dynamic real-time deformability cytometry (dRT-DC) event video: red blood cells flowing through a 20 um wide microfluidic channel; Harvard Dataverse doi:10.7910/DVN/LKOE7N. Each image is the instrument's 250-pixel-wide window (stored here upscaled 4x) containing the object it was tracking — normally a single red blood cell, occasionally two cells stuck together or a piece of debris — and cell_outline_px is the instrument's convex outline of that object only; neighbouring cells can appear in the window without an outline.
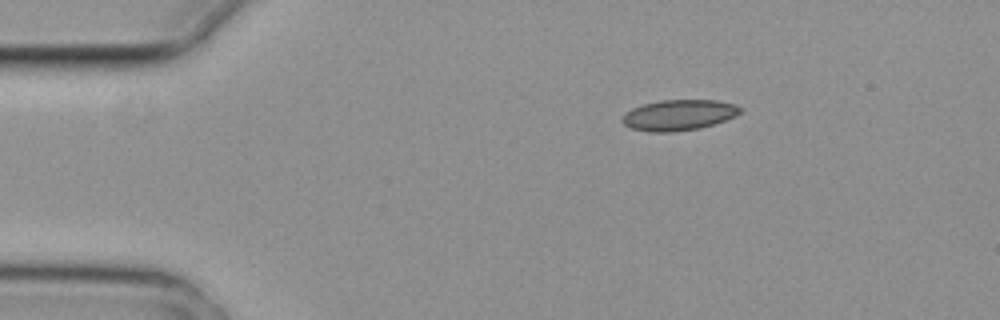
{"species": "common noctule bat (a hibernating species)", "species_latin": "Nyctalus noctula", "temperature_condition": "cold", "stored_images_in_passage": 3, "camera_frame_rate_fps": 3000, "um_per_image_px": 0.085, "animal": {"sex": "female", "body_mass_g": 29.2, "forearm_length_mm": 56.3}, "frame": {"image": 1, "passage_image": 1, "time_ms": 0.0, "image_size_px": [1000, 320], "cell_outline_px": [[740, 112], [736, 116], [700, 128], [672, 132], [648, 132], [632, 128], [624, 124], [620, 120], [620, 116], [624, 112], [632, 108], [644, 104], [660, 100], [716, 100], [736, 104], [740, 108]], "centroid_in_image_um": [57.64, 9.78], "position_along_channel_um": 27.4, "area_um2": 21.15}}
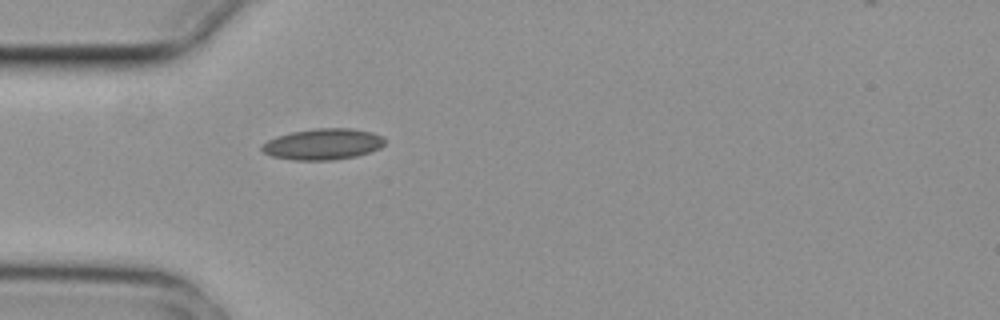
{"frame": {"image": 2, "passage_image": 3, "time_ms": 0.667, "image_size_px": [1000, 320], "cell_outline_px": [[388, 140], [380, 148], [356, 156], [332, 160], [292, 160], [272, 156], [264, 152], [260, 148], [260, 144], [276, 136], [292, 132], [316, 128], [352, 128], [372, 132], [384, 136]], "centroid_in_image_um": [27.46, 12.24], "position_along_channel_um": 57.5, "area_um2": 22.48}}